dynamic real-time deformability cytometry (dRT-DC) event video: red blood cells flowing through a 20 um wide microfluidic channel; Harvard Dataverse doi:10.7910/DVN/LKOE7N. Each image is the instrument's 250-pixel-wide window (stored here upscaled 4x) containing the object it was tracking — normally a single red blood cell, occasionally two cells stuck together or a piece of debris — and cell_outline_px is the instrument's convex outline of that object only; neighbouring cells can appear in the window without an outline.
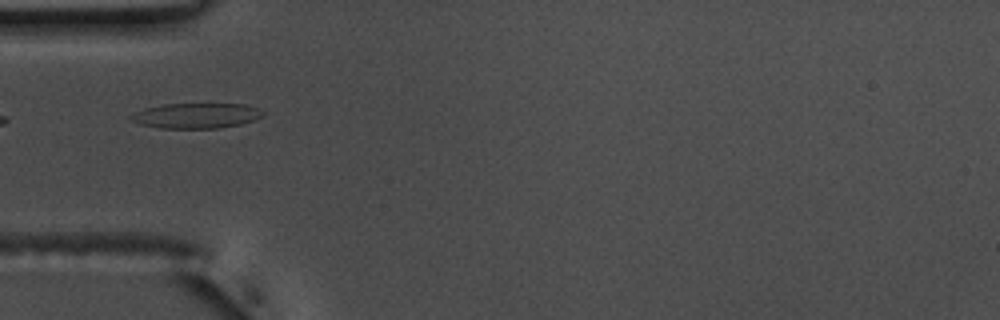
{"species": "common noctule bat (a hibernating species)", "species_latin": "Nyctalus noctula", "temperature_condition": "warm", "stored_images_in_passage": 38, "camera_frame_rate_fps": 3000, "um_per_image_px": 0.085, "animal": {"sex": "male", "body_mass_g": 17.5, "forearm_length_mm": 52.3}, "frame": {"image": 1, "passage_image": 1, "time_ms": 0.0, "image_size_px": [1000, 320], "cell_outline_px": [[264, 116], [256, 120], [240, 124], [220, 128], [160, 128], [140, 124], [132, 120], [128, 116], [144, 108], [164, 104], [244, 104], [260, 108], [264, 112]], "centroid_in_image_um": [16.72, 9.83], "position_along_channel_um": 68.3, "area_um2": 19.48}, "authors_computed_cell_mechanics": {"area_um2": 19.363, "velocity_mm_per_s": 3.6936, "shape_relaxation_time_tau1_ms": null, "shape_relaxation_time_tau2_ms": 1.3629, "deformation_change_tau1": null, "deformation_change_tau2": 0.0775}}